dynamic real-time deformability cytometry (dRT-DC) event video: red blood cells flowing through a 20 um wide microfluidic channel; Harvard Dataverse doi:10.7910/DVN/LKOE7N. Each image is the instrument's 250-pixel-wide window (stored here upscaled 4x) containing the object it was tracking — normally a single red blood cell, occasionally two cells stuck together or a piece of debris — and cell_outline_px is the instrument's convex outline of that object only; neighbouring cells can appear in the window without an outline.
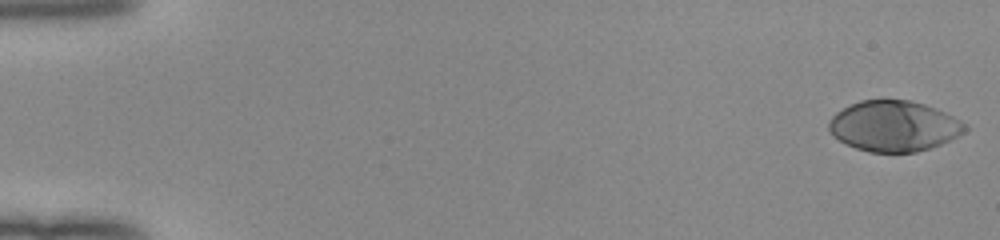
{"species": "human", "species_latin": "Homo sapiens", "temperature_condition": "room temperature", "stored_images_in_passage": 50, "camera_frame_rate_fps": 3000, "um_per_image_px": 0.085, "donor": {"sex": "female"}, "frame": {"image": 1, "passage_image": 1, "time_ms": 0.0, "image_size_px": [1000, 240], "cell_outline_px": [[968, 128], [964, 132], [940, 144], [916, 152], [868, 152], [856, 148], [832, 136], [828, 128], [828, 120], [836, 112], [860, 100], [908, 100], [924, 104], [936, 108], [960, 120]], "centroid_in_image_um": [75.95, 10.71], "position_along_channel_um": 9.1, "area_um2": 39.82}}
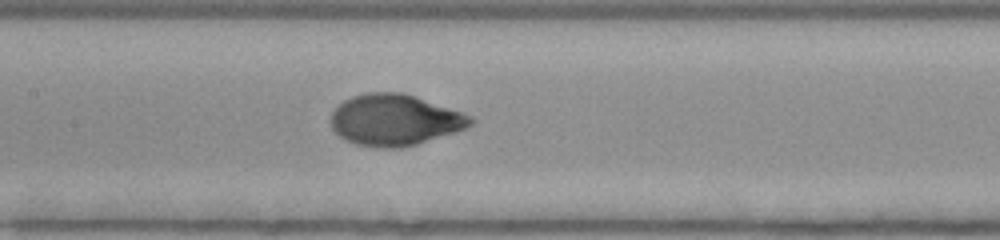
{"frame": {"image": 2, "passage_image": 26, "time_ms": 8.333, "image_size_px": [1000, 240], "cell_outline_px": [[476, 120], [468, 128], [416, 144], [400, 148], [376, 148], [356, 144], [344, 140], [332, 128], [328, 120], [332, 112], [344, 100], [352, 96], [368, 92], [400, 92], [472, 116]], "centroid_in_image_um": [33.51, 10.21], "position_along_channel_um": 173.9, "area_um2": 41.56}}
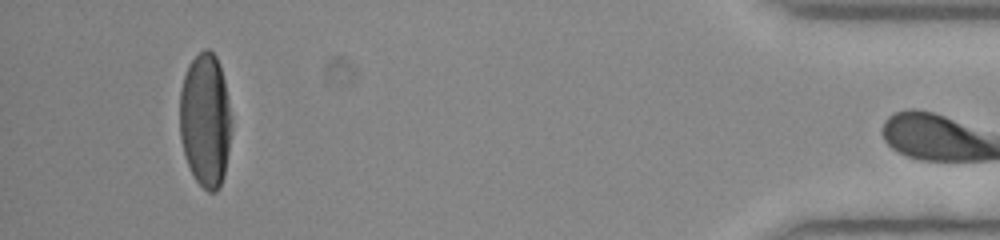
{"frame": {"image": 3, "passage_image": 49, "time_ms": 16.0, "image_size_px": [1000, 240], "cell_outline_px": [[232, 132], [224, 176], [216, 192], [208, 192], [196, 180], [188, 164], [184, 152], [180, 136], [180, 88], [188, 64], [204, 48], [208, 48], [216, 56], [220, 64], [224, 80], [232, 120]], "centroid_in_image_um": [17.47, 10.2], "position_along_channel_um": 417.7, "area_um2": 40.58}, "authors_computed_cell_mechanics": {"area_um2": 40.8646, "velocity_mm_per_s": 4.0098, "shape_relaxation_time_tau1_ms": 3.3189, "shape_relaxation_time_tau2_ms": null, "deformation_change_tau1": 0.221, "deformation_change_tau2": null}}